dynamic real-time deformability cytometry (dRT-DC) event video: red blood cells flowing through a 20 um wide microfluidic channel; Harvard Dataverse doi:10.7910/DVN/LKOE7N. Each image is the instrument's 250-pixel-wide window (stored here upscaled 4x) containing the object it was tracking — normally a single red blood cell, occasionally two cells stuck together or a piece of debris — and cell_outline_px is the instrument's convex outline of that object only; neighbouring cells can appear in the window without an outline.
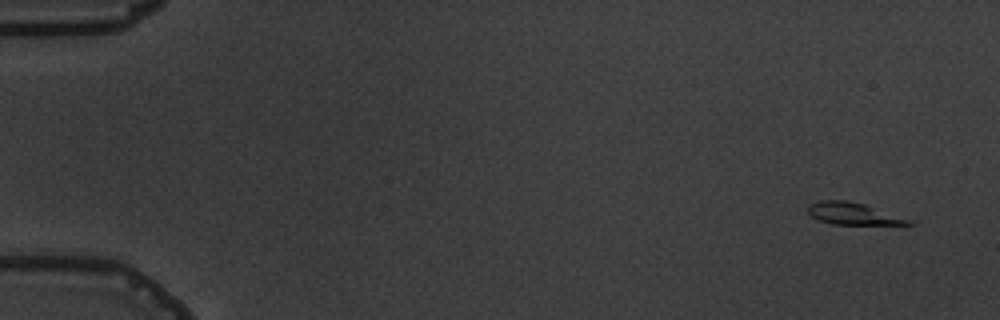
{"species": "common noctule bat (a hibernating species)", "species_latin": "Nyctalus noctula", "temperature_condition": "warm", "stored_images_in_passage": 5, "camera_frame_rate_fps": 3000, "um_per_image_px": 0.085, "animal": {"sex": "male", "body_mass_g": 19.5, "forearm_length_mm": 54.6}, "frame": {"image": 1, "passage_image": 1, "time_ms": 0.0, "image_size_px": [1000, 320], "cell_outline_px": [[916, 224], [832, 224], [820, 220], [812, 216], [808, 212], [808, 204], [820, 200], [848, 200], [864, 204], [908, 220]], "centroid_in_image_um": [72.4, 18.14], "position_along_channel_um": 12.6, "area_um2": 12.43}}
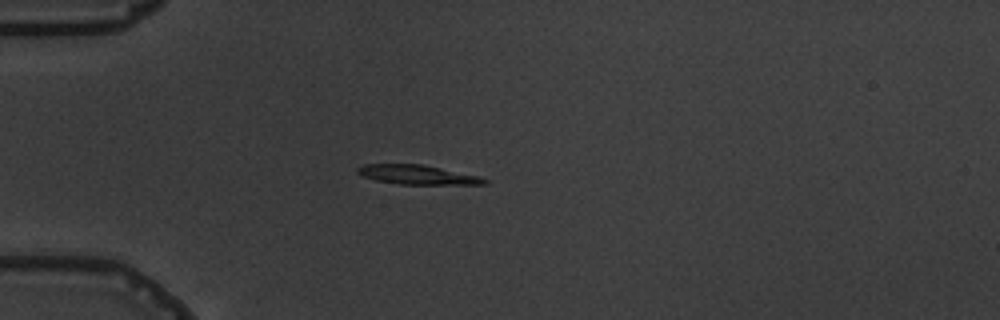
{"frame": {"image": 2, "passage_image": 5, "time_ms": 4.333, "image_size_px": [1000, 320], "cell_outline_px": [[488, 184], [400, 184], [376, 180], [364, 176], [356, 172], [356, 168], [364, 164], [424, 164], [480, 176], [488, 180]], "centroid_in_image_um": [35.5, 14.84], "position_along_channel_um": 49.5, "area_um2": 14.28}}